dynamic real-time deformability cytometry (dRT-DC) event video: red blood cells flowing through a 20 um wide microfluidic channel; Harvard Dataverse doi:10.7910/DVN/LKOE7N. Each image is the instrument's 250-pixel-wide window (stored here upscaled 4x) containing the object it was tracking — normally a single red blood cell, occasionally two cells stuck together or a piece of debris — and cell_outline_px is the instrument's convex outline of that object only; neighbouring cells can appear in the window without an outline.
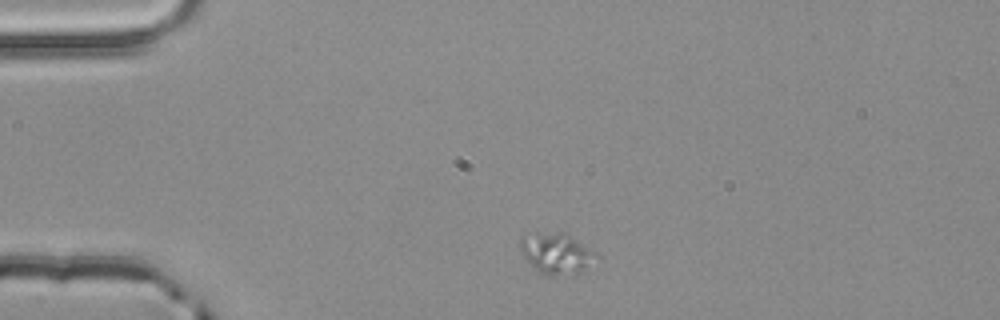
{"species": "common noctule bat (a hibernating species)", "species_latin": "Nyctalus noctula", "temperature_condition": "room temperature", "stored_images_in_passage": 2, "camera_frame_rate_fps": 3000, "um_per_image_px": 0.085, "animal": {"sex": "male", "body_mass_g": 20.4}, "frame": {"image": 1, "passage_image": 1, "time_ms": 0.0, "image_size_px": [1000, 320], "cell_outline_px": [[600, 260], [580, 272], [552, 276], [548, 276], [532, 268], [524, 256], [520, 248], [520, 240], [536, 232], [560, 232], [568, 236], [596, 252], [600, 256]], "centroid_in_image_um": [47.33, 21.57], "position_along_channel_um": 37.7, "area_um2": 17.98}}